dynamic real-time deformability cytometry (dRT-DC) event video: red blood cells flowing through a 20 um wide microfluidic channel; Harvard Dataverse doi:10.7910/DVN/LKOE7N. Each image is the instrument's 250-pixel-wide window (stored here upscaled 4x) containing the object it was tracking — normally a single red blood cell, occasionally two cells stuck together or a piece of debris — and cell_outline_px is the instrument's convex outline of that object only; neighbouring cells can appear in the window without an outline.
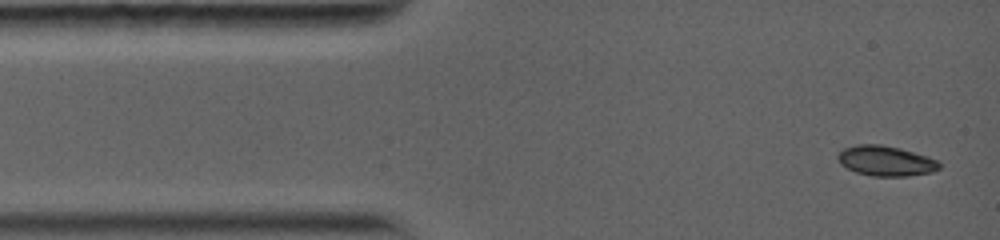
{"species": "common noctule bat (a hibernating species)", "species_latin": "Nyctalus noctula", "temperature_condition": "warm", "stored_images_in_passage": 17, "camera_frame_rate_fps": 5000, "um_per_image_px": 0.085, "animal": {"sex": "female", "body_mass_g": 19.0, "forearm_length_mm": 56.7}, "frame": {"image": 1, "passage_image": 1, "time_ms": 0.0, "image_size_px": [1000, 240], "cell_outline_px": [[940, 168], [932, 172], [908, 176], [872, 176], [856, 172], [840, 164], [836, 156], [844, 148], [856, 144], [880, 144], [900, 148], [928, 156], [936, 160], [940, 164]], "centroid_in_image_um": [75.28, 13.67], "position_along_channel_um": 9.7, "area_um2": 17.86}}
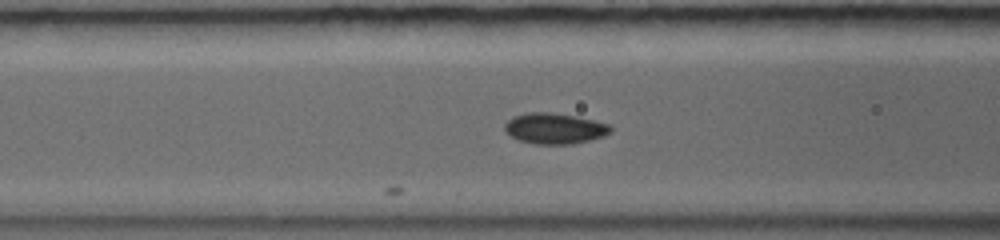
{"frame": {"image": 2, "passage_image": 11, "time_ms": 4.4, "image_size_px": [1000, 240], "cell_outline_px": [[612, 132], [604, 136], [572, 144], [532, 144], [520, 140], [512, 136], [504, 128], [504, 124], [512, 116], [524, 112], [552, 112], [576, 116], [612, 124]], "centroid_in_image_um": [47.16, 10.9], "position_along_channel_um": 119.4, "area_um2": 19.19}}
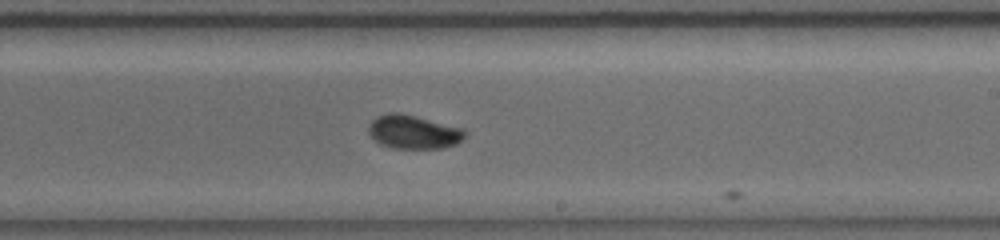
{"frame": {"image": 3, "passage_image": 17, "time_ms": 7.8, "image_size_px": [1000, 240], "cell_outline_px": [[468, 132], [464, 140], [456, 144], [444, 148], [392, 148], [380, 144], [368, 132], [368, 124], [376, 116], [388, 112], [400, 112], [464, 128]], "centroid_in_image_um": [35.18, 11.2], "position_along_channel_um": 253.8, "area_um2": 19.25}}